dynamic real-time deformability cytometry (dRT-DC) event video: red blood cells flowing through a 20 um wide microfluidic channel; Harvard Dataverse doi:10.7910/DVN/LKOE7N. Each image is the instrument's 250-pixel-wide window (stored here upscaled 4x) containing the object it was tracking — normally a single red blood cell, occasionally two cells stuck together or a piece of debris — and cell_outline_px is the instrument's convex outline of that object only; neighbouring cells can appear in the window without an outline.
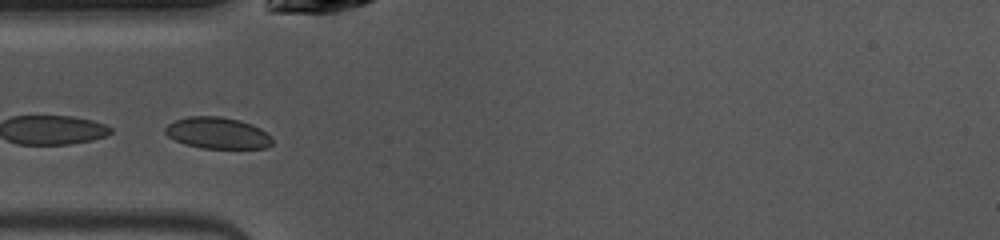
{"species": "common noctule bat (a hibernating species)", "species_latin": "Nyctalus noctula", "temperature_condition": "warm", "stored_images_in_passage": 6, "camera_frame_rate_fps": 3000, "um_per_image_px": 0.085, "animal": {"sex": "female", "body_mass_g": 10.0, "forearm_length_mm": 53.1}, "frame": {"image": 1, "passage_image": 4, "time_ms": 1.0, "image_size_px": [1000, 240], "cell_outline_px": [[272, 144], [268, 148], [200, 148], [184, 144], [168, 136], [164, 132], [164, 128], [168, 124], [176, 120], [188, 116], [220, 116], [240, 120], [252, 124], [260, 128], [272, 140]], "centroid_in_image_um": [18.47, 11.3], "position_along_channel_um": 66.5, "area_um2": 19.59}}